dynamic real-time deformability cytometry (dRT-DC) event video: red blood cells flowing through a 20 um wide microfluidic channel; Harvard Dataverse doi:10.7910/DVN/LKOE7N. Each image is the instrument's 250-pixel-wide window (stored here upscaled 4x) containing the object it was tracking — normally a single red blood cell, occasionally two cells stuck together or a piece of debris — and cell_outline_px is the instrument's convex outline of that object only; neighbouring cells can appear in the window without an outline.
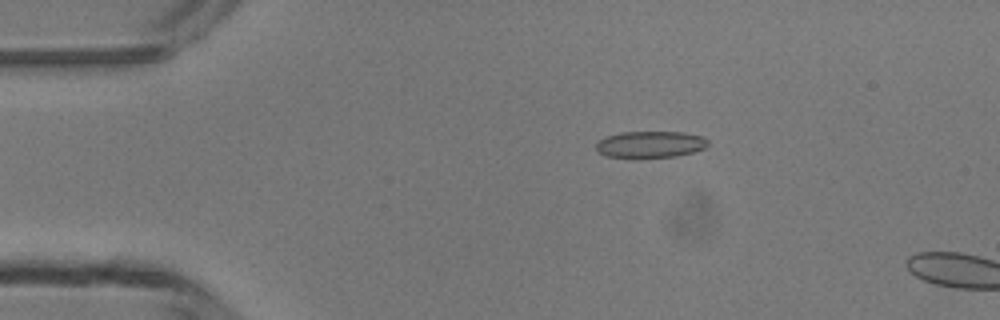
{"species": "common noctule bat (a hibernating species)", "species_latin": "Nyctalus noctula", "temperature_condition": "room temperature", "stored_images_in_passage": 4, "camera_frame_rate_fps": 3000, "um_per_image_px": 0.085, "animal": {"sex": "male", "body_mass_g": 13.3}, "frame": {"image": 1, "passage_image": 3, "time_ms": 2.333, "image_size_px": [1000, 320], "cell_outline_px": [[708, 144], [704, 148], [692, 152], [676, 156], [608, 156], [600, 152], [596, 148], [596, 144], [600, 140], [608, 136], [620, 132], [684, 132], [704, 136], [708, 140]], "centroid_in_image_um": [55.34, 12.24], "position_along_channel_um": 29.7, "area_um2": 16.82}}